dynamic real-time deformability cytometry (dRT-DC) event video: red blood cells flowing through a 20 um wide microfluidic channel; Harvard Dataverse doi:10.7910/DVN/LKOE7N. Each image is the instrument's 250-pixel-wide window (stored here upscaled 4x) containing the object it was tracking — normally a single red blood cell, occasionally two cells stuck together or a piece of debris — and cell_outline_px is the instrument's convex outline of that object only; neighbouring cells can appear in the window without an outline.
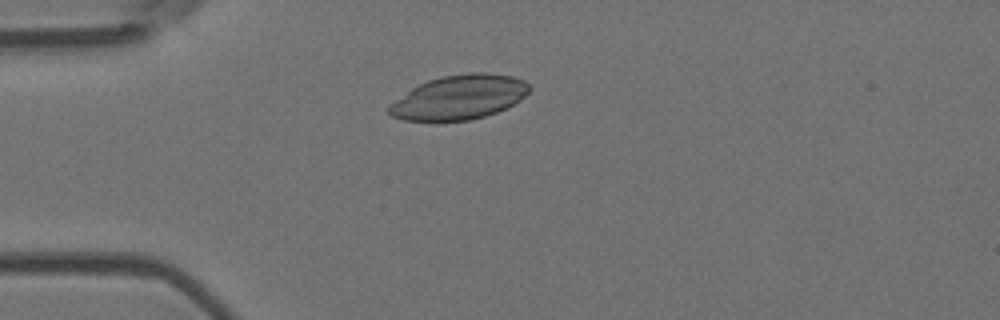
{"species": "Egyptian fruit bat (a non-hibernating species)", "species_latin": "Rousettus aegyptiacus", "temperature_condition": "room temperature", "stored_images_in_passage": 4, "camera_frame_rate_fps": 3000, "um_per_image_px": 0.085, "animal": {"sex": "female"}, "frame": {"image": 1, "passage_image": 4, "time_ms": 1.0, "image_size_px": [1000, 320], "cell_outline_px": [[532, 88], [520, 100], [496, 112], [484, 116], [468, 120], [404, 120], [392, 116], [388, 112], [388, 108], [396, 100], [412, 88], [428, 80], [440, 76], [468, 72], [488, 72], [512, 76], [524, 80]], "centroid_in_image_um": [39.06, 8.24], "position_along_channel_um": 45.9, "area_um2": 35.89}}